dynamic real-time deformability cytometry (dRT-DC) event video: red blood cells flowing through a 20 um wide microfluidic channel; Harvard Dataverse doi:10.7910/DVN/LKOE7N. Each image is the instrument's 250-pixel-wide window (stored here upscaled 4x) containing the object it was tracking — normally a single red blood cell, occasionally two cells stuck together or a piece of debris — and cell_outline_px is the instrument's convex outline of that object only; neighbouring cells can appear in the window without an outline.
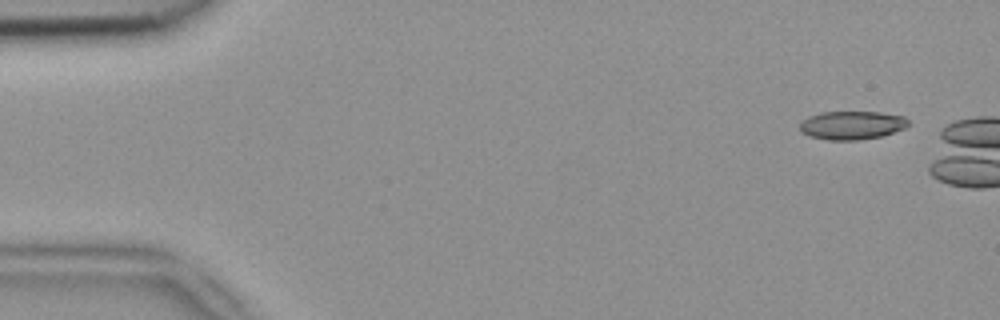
{"species": "common noctule bat (a hibernating species)", "species_latin": "Nyctalus noctula", "temperature_condition": "room temperature", "stored_images_in_passage": 2, "camera_frame_rate_fps": 3000, "um_per_image_px": 0.085, "animal": {"sex": "female", "body_mass_g": 18.4}, "frame": {"image": 1, "passage_image": 1, "time_ms": 0.0, "image_size_px": [1000, 320], "cell_outline_px": [[908, 124], [904, 128], [880, 136], [860, 140], [828, 140], [808, 136], [800, 132], [800, 124], [808, 116], [820, 112], [880, 112], [904, 116], [908, 120]], "centroid_in_image_um": [72.37, 10.64], "position_along_channel_um": 12.6, "area_um2": 17.98}}